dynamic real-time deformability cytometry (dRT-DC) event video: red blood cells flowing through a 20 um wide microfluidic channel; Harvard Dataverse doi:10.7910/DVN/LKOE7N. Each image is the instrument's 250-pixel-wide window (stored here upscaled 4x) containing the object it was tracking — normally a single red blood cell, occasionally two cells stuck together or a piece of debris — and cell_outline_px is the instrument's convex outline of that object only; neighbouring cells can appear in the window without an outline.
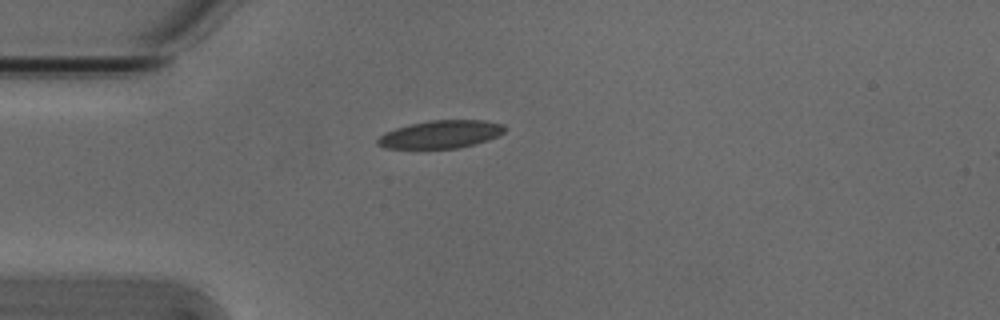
{"species": "Egyptian fruit bat (a non-hibernating species)", "species_latin": "Rousettus aegyptiacus", "temperature_condition": "cold", "stored_images_in_passage": 2, "camera_frame_rate_fps": 3000, "um_per_image_px": 0.085, "animal": {"sex": "male"}, "frame": {"image": 1, "passage_image": 2, "time_ms": 0.333, "image_size_px": [1000, 320], "cell_outline_px": [[508, 128], [504, 132], [488, 140], [460, 148], [384, 148], [376, 144], [376, 140], [384, 132], [408, 124], [428, 120], [484, 120], [504, 124]], "centroid_in_image_um": [37.46, 11.41], "position_along_channel_um": 47.5, "area_um2": 20.81}}